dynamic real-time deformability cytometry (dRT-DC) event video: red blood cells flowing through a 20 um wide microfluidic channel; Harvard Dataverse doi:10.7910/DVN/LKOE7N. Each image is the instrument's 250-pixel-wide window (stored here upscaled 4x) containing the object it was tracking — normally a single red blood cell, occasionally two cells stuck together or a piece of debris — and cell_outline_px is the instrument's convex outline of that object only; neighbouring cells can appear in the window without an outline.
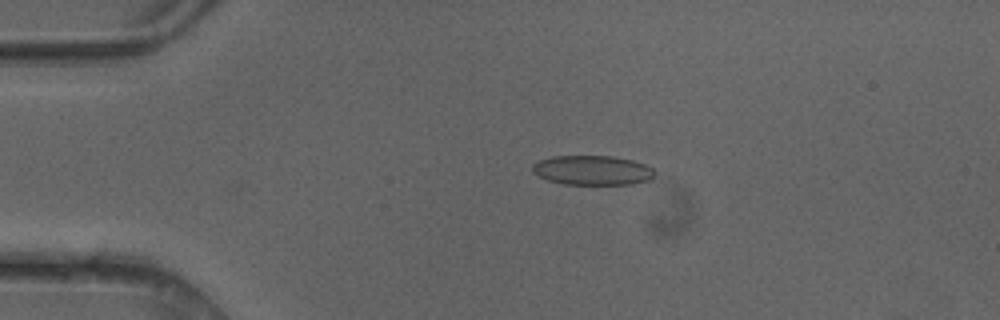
{"species": "common noctule bat (a hibernating species)", "species_latin": "Nyctalus noctula", "temperature_condition": "cold", "stored_images_in_passage": 50, "camera_frame_rate_fps": 3000, "um_per_image_px": 0.085, "animal": {"sex": "female"}, "frame": {"image": 1, "passage_image": 11, "time_ms": 3.333, "image_size_px": [1000, 320], "cell_outline_px": [[656, 172], [648, 180], [632, 184], [564, 184], [548, 180], [532, 172], [532, 164], [540, 160], [552, 156], [612, 156], [632, 160], [644, 164], [652, 168]], "centroid_in_image_um": [50.34, 14.47], "position_along_channel_um": 34.7, "area_um2": 20.92}}
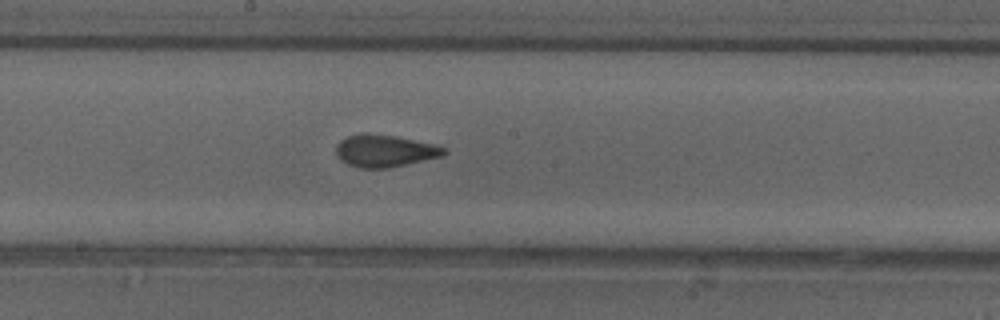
{"frame": {"image": 2, "passage_image": 27, "time_ms": 8.667, "image_size_px": [1000, 320], "cell_outline_px": [[448, 152], [444, 156], [388, 168], [360, 168], [348, 164], [340, 160], [336, 156], [336, 144], [340, 140], [348, 136], [364, 132], [368, 132], [396, 136], [436, 144], [444, 148]], "centroid_in_image_um": [32.7, 12.81], "position_along_channel_um": 215.5, "area_um2": 20.58}}
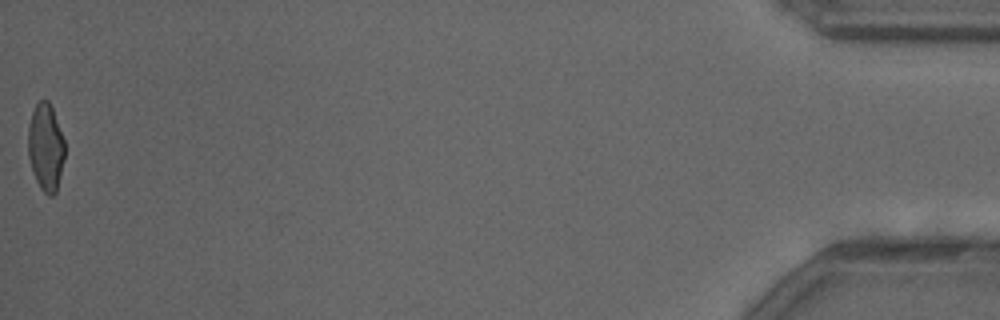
{"frame": {"image": 3, "passage_image": 50, "time_ms": 16.333, "image_size_px": [1000, 320], "cell_outline_px": [[64, 160], [56, 192], [52, 196], [48, 196], [40, 188], [36, 180], [28, 156], [28, 128], [32, 112], [36, 104], [40, 100], [48, 100], [52, 108], [64, 140]], "centroid_in_image_um": [3.88, 12.53], "position_along_channel_um": 431.3, "area_um2": 18.5}, "authors_computed_cell_mechanics": {"area_um2": 20.3745, "velocity_mm_per_s": 4.1554, "shape_relaxation_time_tau1_ms": 10.1462, "shape_relaxation_time_tau2_ms": 1.08, "deformation_change_tau1": 0.2033, "deformation_change_tau2": 0.0745}}